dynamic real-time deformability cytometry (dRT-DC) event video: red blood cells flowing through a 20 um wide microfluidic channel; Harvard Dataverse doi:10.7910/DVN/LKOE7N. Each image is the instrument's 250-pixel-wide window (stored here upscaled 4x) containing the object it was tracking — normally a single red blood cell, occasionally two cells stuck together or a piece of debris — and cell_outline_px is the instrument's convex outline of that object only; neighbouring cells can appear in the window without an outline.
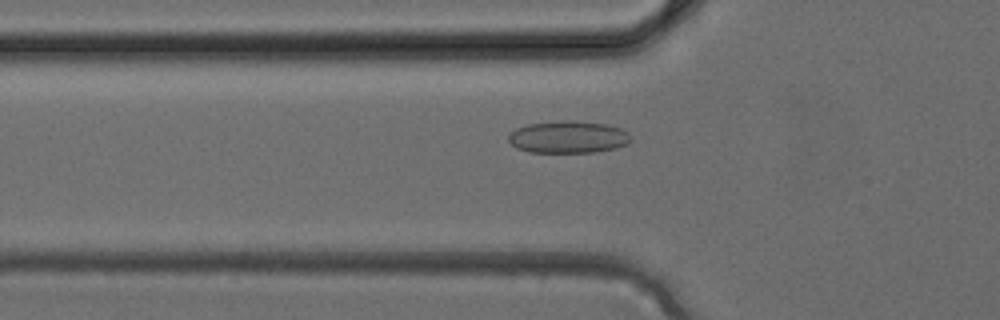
{"species": "common noctule bat (a hibernating species)", "species_latin": "Nyctalus noctula", "temperature_condition": "cold", "stored_images_in_passage": 38, "camera_frame_rate_fps": 3000, "um_per_image_px": 0.085, "animal": {"sex": "female", "body_mass_g": 24.6, "forearm_length_mm": 56.2}, "frame": {"image": 1, "passage_image": 13, "time_ms": 4.0, "image_size_px": [1000, 320], "cell_outline_px": [[628, 144], [616, 148], [592, 152], [528, 152], [516, 148], [508, 140], [508, 136], [516, 128], [528, 124], [556, 120], [572, 120], [608, 124], [620, 128], [628, 132]], "centroid_in_image_um": [48.27, 11.64], "position_along_channel_um": 77.5, "area_um2": 23.0}}
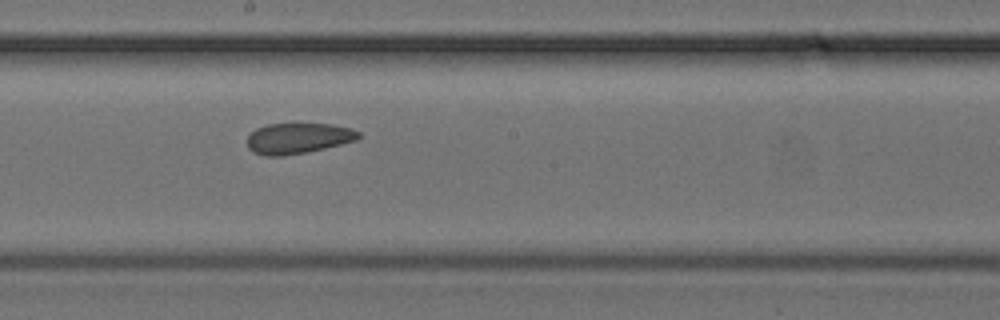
{"frame": {"image": 2, "passage_image": 21, "time_ms": 6.667, "image_size_px": [1000, 320], "cell_outline_px": [[360, 136], [356, 140], [308, 152], [284, 156], [264, 156], [252, 152], [248, 148], [248, 136], [256, 128], [268, 124], [332, 124], [352, 128], [360, 132]], "centroid_in_image_um": [25.32, 11.76], "position_along_channel_um": 222.9, "area_um2": 19.94}}
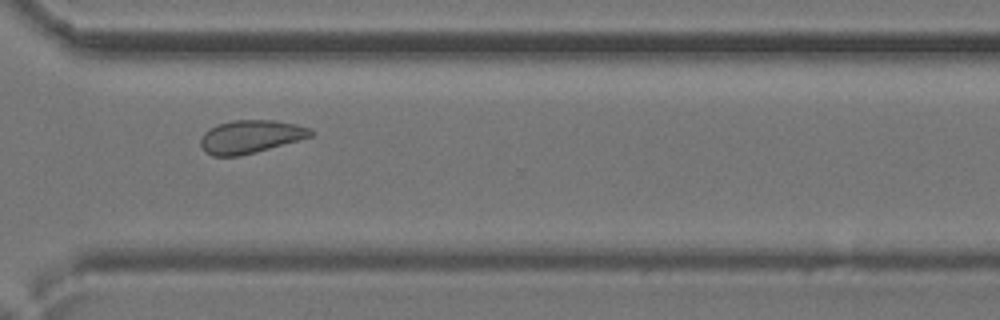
{"frame": {"image": 3, "passage_image": 28, "time_ms": 9.0, "image_size_px": [1000, 320], "cell_outline_px": [[312, 136], [300, 140], [256, 152], [240, 156], [212, 156], [204, 152], [200, 144], [200, 140], [204, 132], [208, 128], [232, 120], [276, 120], [296, 124], [308, 128], [312, 132]], "centroid_in_image_um": [21.26, 11.62], "position_along_channel_um": 349.3, "area_um2": 21.27}}